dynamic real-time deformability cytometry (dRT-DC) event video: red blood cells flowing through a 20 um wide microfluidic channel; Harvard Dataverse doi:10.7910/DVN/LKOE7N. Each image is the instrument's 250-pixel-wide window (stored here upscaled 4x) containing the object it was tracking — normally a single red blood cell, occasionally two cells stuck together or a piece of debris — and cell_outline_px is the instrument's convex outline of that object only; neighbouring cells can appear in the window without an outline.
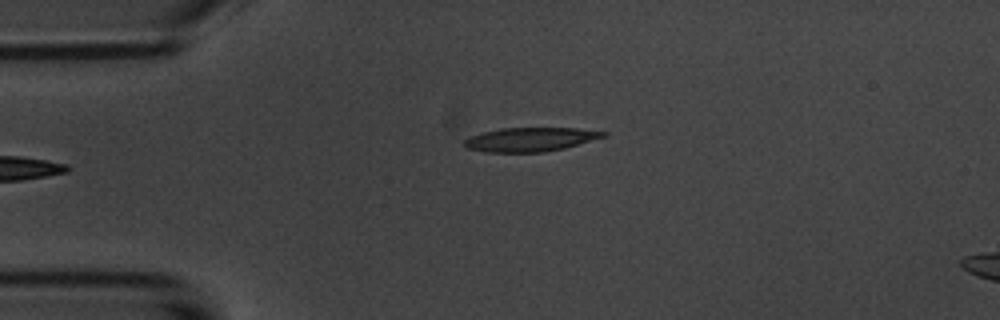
{"species": "common noctule bat (a hibernating species)", "species_latin": "Nyctalus noctula", "temperature_condition": "room temperature", "stored_images_in_passage": 2, "camera_frame_rate_fps": 3000, "um_per_image_px": 0.085, "animal": {"sex": "male", "body_mass_g": 20.1, "forearm_length_mm": 53.5}, "frame": {"image": 1, "passage_image": 2, "time_ms": 1.0, "image_size_px": [1000, 320], "cell_outline_px": [[608, 136], [564, 148], [544, 152], [484, 152], [464, 148], [464, 140], [472, 136], [484, 132], [500, 128], [576, 128], [608, 132]], "centroid_in_image_um": [45.09, 11.85], "position_along_channel_um": 39.9, "area_um2": 19.42}}